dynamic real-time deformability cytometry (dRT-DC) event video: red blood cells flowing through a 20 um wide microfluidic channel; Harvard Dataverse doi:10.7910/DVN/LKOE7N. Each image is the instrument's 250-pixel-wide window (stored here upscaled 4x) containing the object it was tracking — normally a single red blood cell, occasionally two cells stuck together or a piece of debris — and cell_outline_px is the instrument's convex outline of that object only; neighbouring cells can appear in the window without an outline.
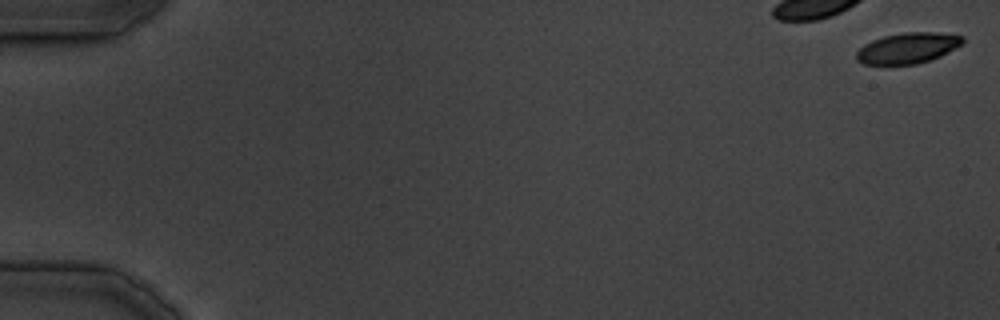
{"species": "common noctule bat (a hibernating species)", "species_latin": "Nyctalus noctula", "temperature_condition": "cold", "stored_images_in_passage": 13, "camera_frame_rate_fps": 3000, "um_per_image_px": 0.085, "animal": {"sex": "male", "body_mass_g": 19.5, "forearm_length_mm": 54.6}, "frame": {"image": 1, "passage_image": 1, "time_ms": 0.0, "image_size_px": [1000, 320], "cell_outline_px": [[964, 44], [940, 56], [916, 64], [864, 64], [856, 60], [856, 52], [864, 44], [872, 40], [884, 36], [904, 32], [936, 32], [964, 36]], "centroid_in_image_um": [77.17, 4.07], "position_along_channel_um": 7.8, "area_um2": 19.02}}